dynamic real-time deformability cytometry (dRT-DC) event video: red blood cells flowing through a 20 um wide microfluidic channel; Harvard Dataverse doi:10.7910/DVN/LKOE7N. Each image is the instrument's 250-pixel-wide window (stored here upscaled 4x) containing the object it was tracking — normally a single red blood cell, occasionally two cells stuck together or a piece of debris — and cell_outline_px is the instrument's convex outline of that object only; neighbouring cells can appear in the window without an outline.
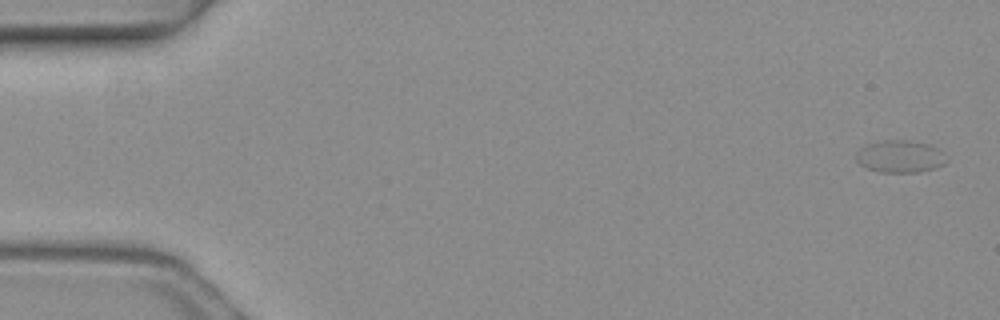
{"species": "common noctule bat (a hibernating species)", "species_latin": "Nyctalus noctula", "temperature_condition": "warm", "stored_images_in_passage": 6, "camera_frame_rate_fps": 3000, "um_per_image_px": 0.085, "animal": {"sex": "female", "body_mass_g": 19.3, "forearm_length_mm": 54.1}, "frame": {"image": 1, "passage_image": 1, "time_ms": 0.0, "image_size_px": [1000, 320], "cell_outline_px": [[948, 160], [944, 164], [936, 168], [920, 172], [880, 172], [868, 168], [860, 164], [856, 160], [856, 152], [860, 148], [868, 144], [880, 140], [908, 140], [928, 144], [944, 152]], "centroid_in_image_um": [76.53, 13.3], "position_along_channel_um": 8.5, "area_um2": 17.11}}
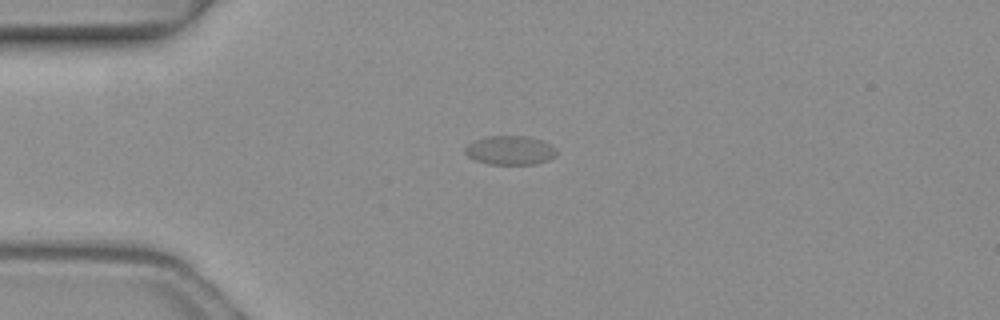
{"frame": {"image": 2, "passage_image": 4, "time_ms": 1.0, "image_size_px": [1000, 320], "cell_outline_px": [[556, 156], [548, 160], [532, 164], [488, 164], [476, 160], [468, 156], [464, 152], [464, 148], [472, 140], [484, 136], [528, 136], [540, 140], [556, 148]], "centroid_in_image_um": [43.32, 12.76], "position_along_channel_um": 41.7, "area_um2": 15.49}}
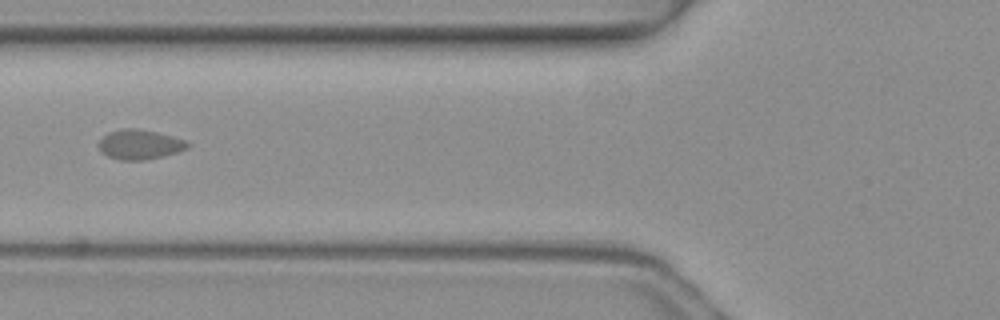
{"frame": {"image": 3, "passage_image": 6, "time_ms": 1.667, "image_size_px": [1000, 320], "cell_outline_px": [[192, 144], [188, 148], [176, 152], [144, 160], [120, 160], [108, 156], [100, 152], [96, 144], [108, 132], [124, 128], [132, 128], [156, 132], [172, 136], [184, 140]], "centroid_in_image_um": [11.83, 12.28], "position_along_channel_um": 114.0, "area_um2": 15.32}}